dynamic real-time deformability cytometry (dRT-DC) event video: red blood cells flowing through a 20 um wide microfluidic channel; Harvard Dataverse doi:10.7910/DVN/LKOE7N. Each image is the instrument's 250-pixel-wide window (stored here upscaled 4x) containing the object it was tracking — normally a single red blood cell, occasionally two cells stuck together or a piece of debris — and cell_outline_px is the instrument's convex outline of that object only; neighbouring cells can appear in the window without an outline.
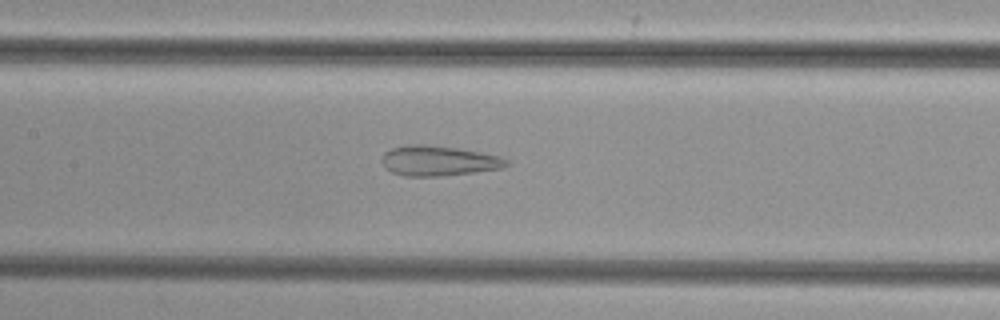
{"species": "common noctule bat (a hibernating species)", "species_latin": "Nyctalus noctula", "temperature_condition": "cold", "stored_images_in_passage": 40, "camera_frame_rate_fps": 3000, "um_per_image_px": 0.085, "animal": {"sex": "female", "body_mass_g": 29.2, "forearm_length_mm": 56.3}, "frame": {"image": 1, "passage_image": 13, "time_ms": 4.0, "image_size_px": [1000, 320], "cell_outline_px": [[512, 164], [504, 168], [440, 176], [404, 176], [392, 172], [384, 168], [380, 160], [384, 152], [392, 148], [408, 144], [428, 144], [456, 148], [480, 152], [500, 156], [508, 160]], "centroid_in_image_um": [37.26, 13.66], "position_along_channel_um": 170.1, "area_um2": 22.08}}
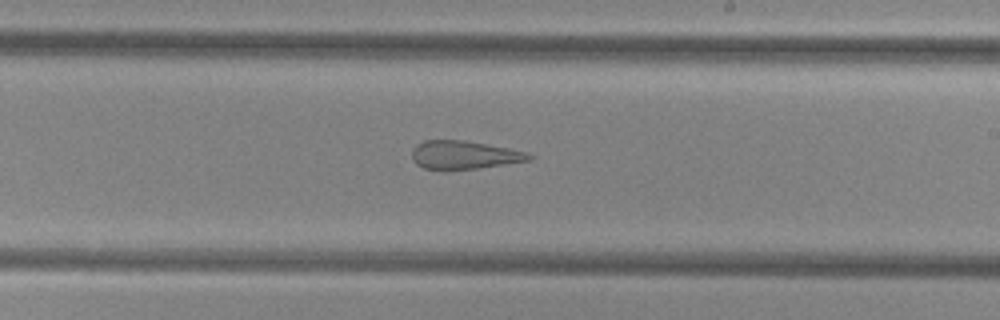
{"frame": {"image": 2, "passage_image": 19, "time_ms": 6.0, "image_size_px": [1000, 320], "cell_outline_px": [[532, 160], [476, 168], [424, 168], [416, 164], [412, 160], [412, 148], [416, 144], [424, 140], [464, 140], [508, 148], [528, 152], [532, 156]], "centroid_in_image_um": [39.44, 13.14], "position_along_channel_um": 249.6, "area_um2": 18.96}}
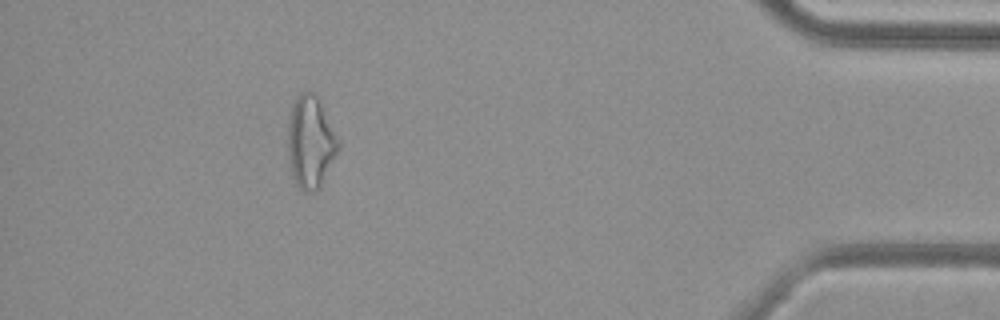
{"frame": {"image": 3, "passage_image": 35, "time_ms": 11.333, "image_size_px": [1000, 320], "cell_outline_px": [[340, 148], [324, 180], [316, 192], [304, 192], [296, 184], [292, 176], [288, 156], [288, 124], [292, 104], [296, 96], [300, 92], [308, 88], [316, 92], [340, 140]], "centroid_in_image_um": [26.41, 12.03], "position_along_channel_um": 408.8, "area_um2": 27.8}}